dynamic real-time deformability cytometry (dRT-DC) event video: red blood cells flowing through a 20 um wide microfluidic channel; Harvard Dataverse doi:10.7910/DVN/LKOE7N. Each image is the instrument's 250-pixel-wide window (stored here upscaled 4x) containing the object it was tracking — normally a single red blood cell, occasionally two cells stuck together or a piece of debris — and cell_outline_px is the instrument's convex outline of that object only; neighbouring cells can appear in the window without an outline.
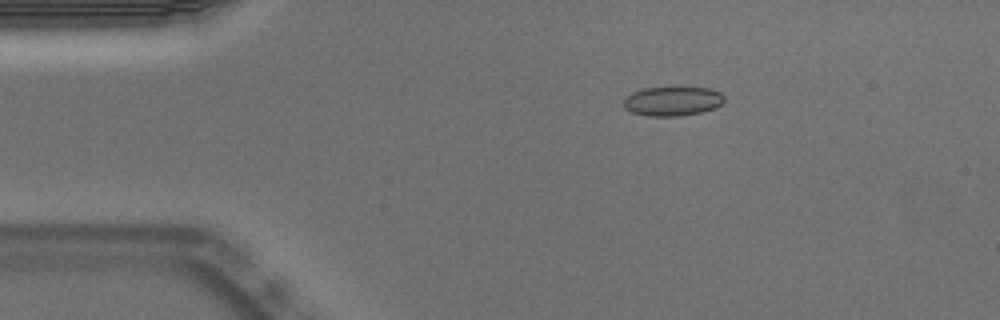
{"species": "Egyptian fruit bat (a non-hibernating species)", "species_latin": "Rousettus aegyptiacus", "temperature_condition": "warm", "stored_images_in_passage": 2, "camera_frame_rate_fps": 3000, "um_per_image_px": 0.085, "animal": {"sex": "male"}, "frame": {"image": 1, "passage_image": 1, "time_ms": 0.0, "image_size_px": [1000, 320], "cell_outline_px": [[724, 100], [716, 108], [700, 112], [680, 116], [648, 116], [632, 112], [624, 108], [624, 100], [632, 92], [644, 88], [712, 88], [720, 92], [724, 96]], "centroid_in_image_um": [57.18, 8.6], "position_along_channel_um": 27.8, "area_um2": 17.05}}